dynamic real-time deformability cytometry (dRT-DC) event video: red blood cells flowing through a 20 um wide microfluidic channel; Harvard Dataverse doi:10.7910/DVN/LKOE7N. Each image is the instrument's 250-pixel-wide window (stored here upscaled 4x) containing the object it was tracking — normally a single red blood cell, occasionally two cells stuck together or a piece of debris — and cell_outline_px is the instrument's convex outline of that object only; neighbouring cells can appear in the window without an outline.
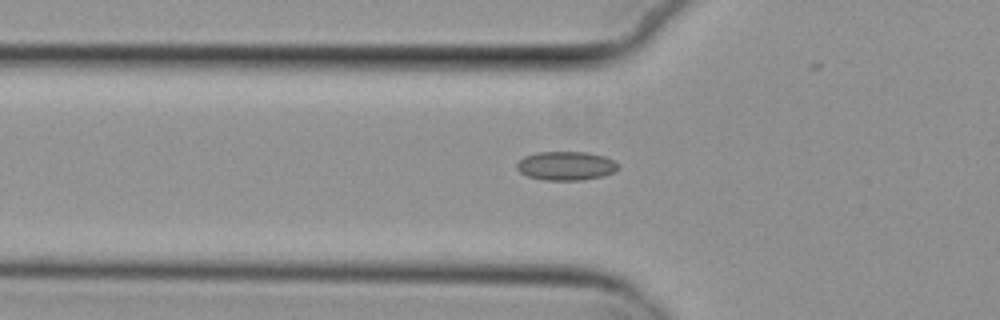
{"species": "common noctule bat (a hibernating species)", "species_latin": "Nyctalus noctula", "temperature_condition": "cold", "stored_images_in_passage": 27, "camera_frame_rate_fps": 3000, "um_per_image_px": 0.085, "animal": {"sex": "female", "body_mass_g": 29.2, "forearm_length_mm": 56.3}, "frame": {"image": 1, "passage_image": 10, "time_ms": 3.0, "image_size_px": [1000, 320], "cell_outline_px": [[620, 168], [604, 176], [580, 180], [544, 180], [528, 176], [520, 172], [516, 168], [516, 164], [524, 156], [536, 152], [588, 152], [604, 156], [612, 160]], "centroid_in_image_um": [48.08, 14.09], "position_along_channel_um": 77.7, "area_um2": 16.99}}
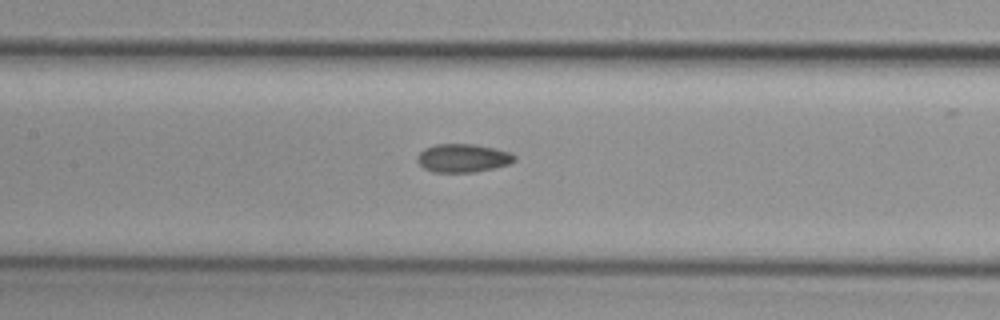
{"frame": {"image": 2, "passage_image": 17, "time_ms": 5.333, "image_size_px": [1000, 320], "cell_outline_px": [[516, 160], [508, 164], [476, 172], [432, 172], [424, 168], [416, 160], [416, 156], [424, 148], [436, 144], [476, 144], [496, 148], [508, 152], [516, 156]], "centroid_in_image_um": [39.33, 13.43], "position_along_channel_um": 168.1, "area_um2": 16.13}}
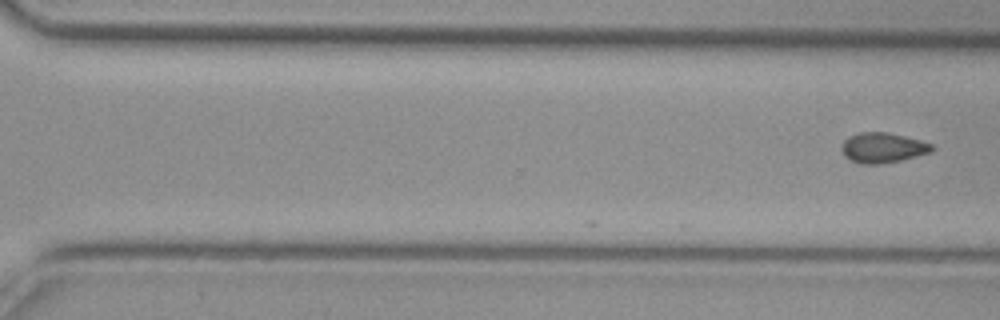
{"frame": {"image": 3, "passage_image": 27, "time_ms": 8.667, "image_size_px": [1000, 320], "cell_outline_px": [[936, 148], [932, 152], [884, 164], [860, 164], [848, 160], [844, 156], [840, 148], [840, 144], [848, 136], [860, 132], [888, 132], [920, 140], [932, 144]], "centroid_in_image_um": [75.0, 12.56], "position_along_channel_um": 295.6, "area_um2": 16.18}}